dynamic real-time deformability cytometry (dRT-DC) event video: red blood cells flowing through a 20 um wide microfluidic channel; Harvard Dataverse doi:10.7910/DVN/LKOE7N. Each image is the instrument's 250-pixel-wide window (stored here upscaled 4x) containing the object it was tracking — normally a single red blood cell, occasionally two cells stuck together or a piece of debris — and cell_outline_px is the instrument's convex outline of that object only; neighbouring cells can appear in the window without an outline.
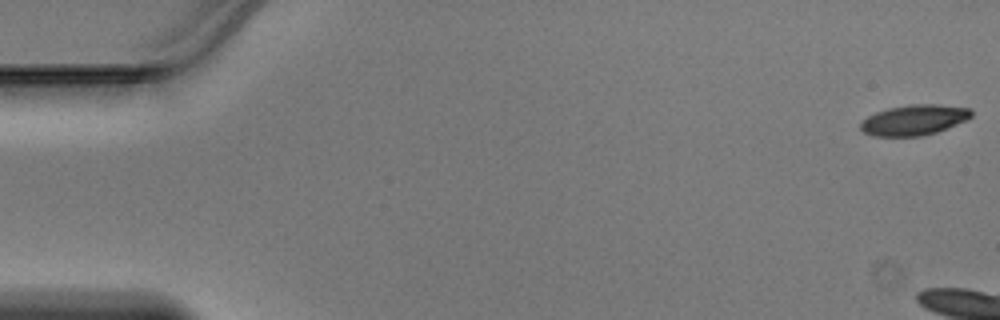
{"species": "Egyptian fruit bat (a non-hibernating species)", "species_latin": "Rousettus aegyptiacus", "temperature_condition": "warm", "stored_images_in_passage": 11, "camera_frame_rate_fps": 3000, "um_per_image_px": 0.085, "animal": {"sex": "male"}, "frame": {"image": 1, "passage_image": 1, "time_ms": 0.0, "image_size_px": [1000, 320], "cell_outline_px": [[972, 116], [968, 120], [936, 132], [920, 136], [872, 136], [864, 132], [860, 128], [860, 124], [868, 116], [876, 112], [888, 108], [912, 104], [940, 104], [972, 108]], "centroid_in_image_um": [77.73, 10.19], "position_along_channel_um": 7.3, "area_um2": 19.71}}